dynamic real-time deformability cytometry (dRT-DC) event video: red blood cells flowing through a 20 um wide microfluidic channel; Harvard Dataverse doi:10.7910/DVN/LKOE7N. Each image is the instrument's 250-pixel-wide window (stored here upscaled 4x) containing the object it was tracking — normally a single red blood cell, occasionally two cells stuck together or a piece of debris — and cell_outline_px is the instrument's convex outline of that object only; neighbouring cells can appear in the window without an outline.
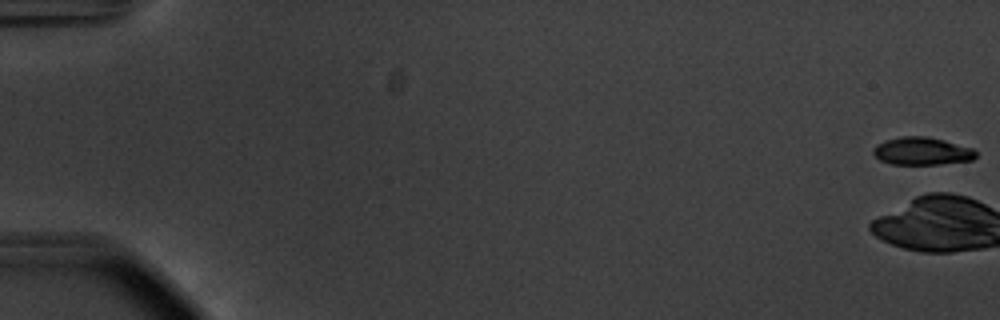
{"species": "common noctule bat (a hibernating species)", "species_latin": "Nyctalus noctula", "temperature_condition": "warm", "stored_images_in_passage": 17, "camera_frame_rate_fps": 3000, "um_per_image_px": 0.085, "animal": {"sex": "male", "body_mass_g": 20.1, "forearm_length_mm": 53.5}, "frame": {"image": 1, "passage_image": 1, "time_ms": 0.0, "image_size_px": [1000, 320], "cell_outline_px": [[976, 156], [972, 160], [940, 164], [892, 164], [880, 160], [872, 152], [872, 148], [876, 144], [884, 140], [900, 136], [928, 136], [944, 140], [972, 148], [976, 152]], "centroid_in_image_um": [78.33, 12.83], "position_along_channel_um": 6.7, "area_um2": 16.65}}